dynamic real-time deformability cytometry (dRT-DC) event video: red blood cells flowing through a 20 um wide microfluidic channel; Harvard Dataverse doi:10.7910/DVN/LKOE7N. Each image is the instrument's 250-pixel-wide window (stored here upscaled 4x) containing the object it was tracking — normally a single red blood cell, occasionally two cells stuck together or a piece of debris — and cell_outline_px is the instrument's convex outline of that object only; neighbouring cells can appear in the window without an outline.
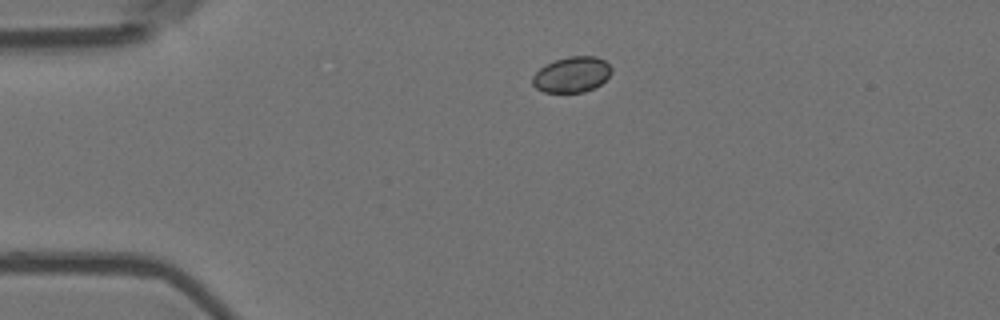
{"species": "Egyptian fruit bat (a non-hibernating species)", "species_latin": "Rousettus aegyptiacus", "temperature_condition": "room temperature", "stored_images_in_passage": 45, "camera_frame_rate_fps": 3000, "um_per_image_px": 0.085, "animal": {"sex": "female"}, "frame": {"image": 1, "passage_image": 1, "time_ms": 0.0, "image_size_px": [1000, 320], "cell_outline_px": [[612, 72], [596, 88], [584, 92], [544, 92], [536, 88], [532, 84], [532, 76], [544, 64], [568, 56], [596, 56], [604, 60], [612, 68]], "centroid_in_image_um": [48.6, 6.34], "position_along_channel_um": 36.4, "area_um2": 16.47}}
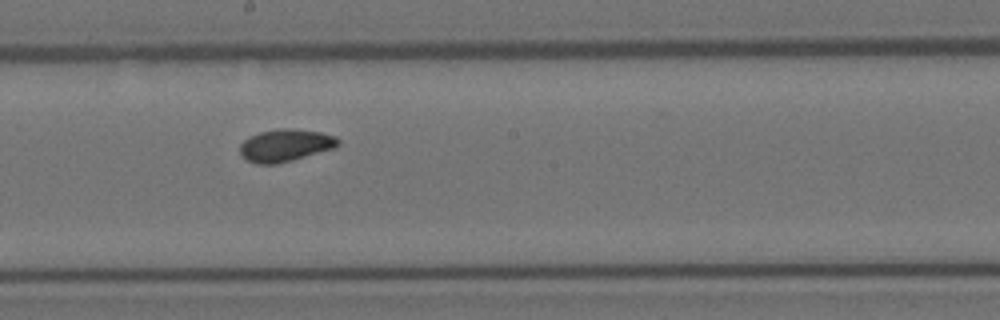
{"frame": {"image": 2, "passage_image": 20, "time_ms": 6.333, "image_size_px": [1000, 320], "cell_outline_px": [[340, 144], [332, 148], [292, 160], [276, 164], [256, 164], [240, 156], [240, 144], [248, 136], [260, 132], [276, 128], [288, 128], [320, 132], [336, 136], [340, 140]], "centroid_in_image_um": [24.22, 12.34], "position_along_channel_um": 224.0, "area_um2": 18.5}}
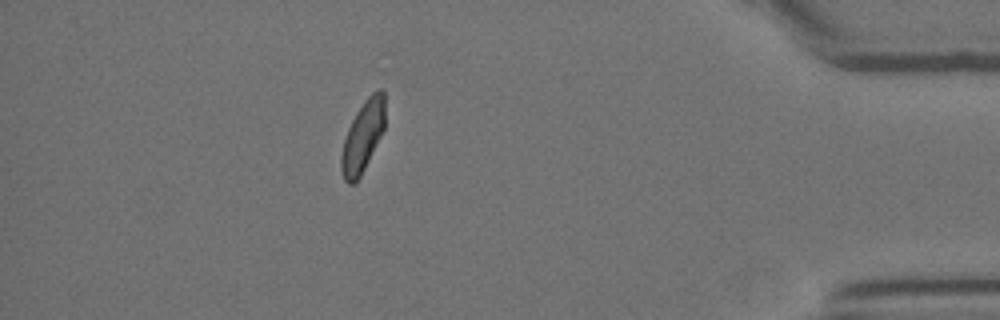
{"frame": {"image": 3, "passage_image": 39, "time_ms": 12.667, "image_size_px": [1000, 320], "cell_outline_px": [[384, 128], [356, 184], [348, 184], [344, 180], [340, 168], [340, 156], [344, 140], [348, 128], [356, 112], [364, 100], [372, 92], [380, 88], [384, 92]], "centroid_in_image_um": [30.81, 11.61], "position_along_channel_um": 404.4, "area_um2": 17.92}, "authors_computed_cell_mechanics": {"area_um2": 18.0914, "velocity_mm_per_s": 3.5694, "shape_relaxation_time_tau1_ms": 2.5511, "shape_relaxation_time_tau2_ms": 3.3602, "deformation_change_tau1": 0.0561, "deformation_change_tau2": 0.0683}}